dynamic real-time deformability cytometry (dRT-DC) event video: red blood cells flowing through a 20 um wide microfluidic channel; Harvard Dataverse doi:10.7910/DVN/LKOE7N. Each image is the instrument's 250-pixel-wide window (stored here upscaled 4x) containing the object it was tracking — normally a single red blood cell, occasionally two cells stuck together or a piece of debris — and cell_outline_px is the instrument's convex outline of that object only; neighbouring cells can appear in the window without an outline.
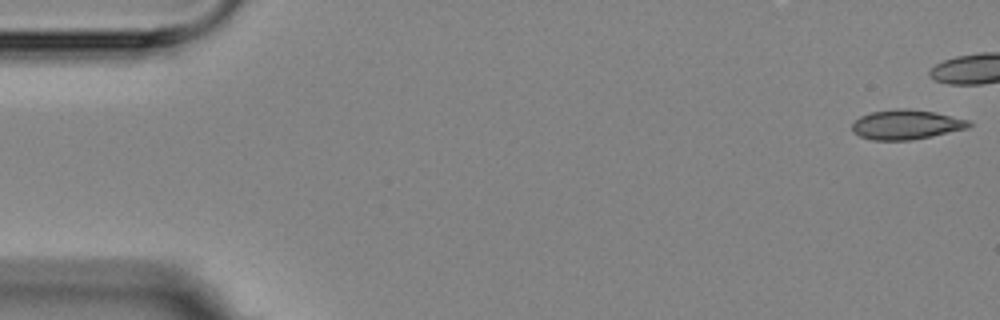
{"species": "Egyptian fruit bat (a non-hibernating species)", "species_latin": "Rousettus aegyptiacus", "temperature_condition": "room temperature", "stored_images_in_passage": 9, "camera_frame_rate_fps": 3000, "um_per_image_px": 0.085, "animal": {"sex": "female"}, "frame": {"image": 1, "passage_image": 1, "time_ms": 0.0, "image_size_px": [1000, 320], "cell_outline_px": [[972, 124], [968, 128], [932, 136], [912, 140], [872, 140], [860, 136], [852, 132], [852, 124], [860, 116], [872, 112], [900, 108], [908, 108], [932, 112], [968, 120]], "centroid_in_image_um": [77.0, 10.6], "position_along_channel_um": 8.0, "area_um2": 20.0}}
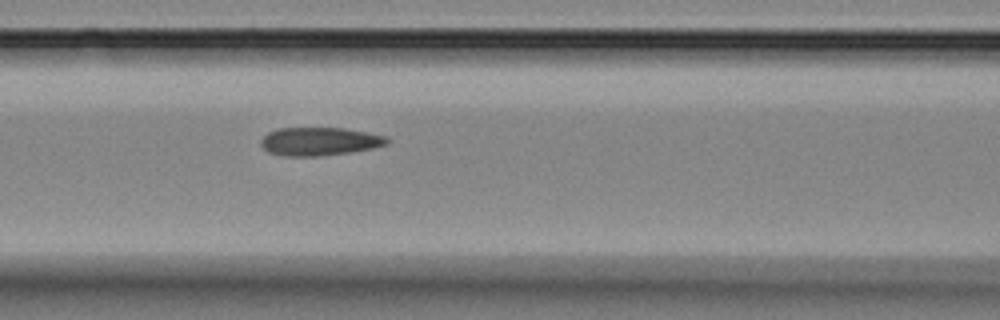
{"frame": {"image": 2, "passage_image": 9, "time_ms": 10.0, "image_size_px": [1000, 320], "cell_outline_px": [[392, 140], [388, 144], [372, 148], [348, 152], [320, 156], [284, 156], [268, 152], [260, 144], [260, 140], [268, 132], [276, 128], [344, 128], [368, 132], [388, 136]], "centroid_in_image_um": [27.18, 12.01], "position_along_channel_um": 139.4, "area_um2": 20.92}}